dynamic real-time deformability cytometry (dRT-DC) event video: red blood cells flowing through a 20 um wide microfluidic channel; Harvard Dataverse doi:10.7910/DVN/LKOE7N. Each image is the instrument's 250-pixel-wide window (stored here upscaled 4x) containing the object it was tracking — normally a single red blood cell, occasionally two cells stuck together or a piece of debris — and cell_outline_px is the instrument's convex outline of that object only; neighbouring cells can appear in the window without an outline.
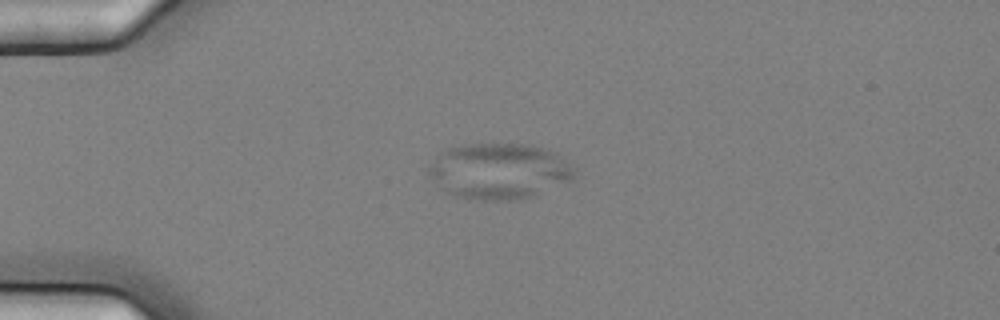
{"species": "common noctule bat (a hibernating species)", "species_latin": "Nyctalus noctula", "temperature_condition": "cold", "stored_images_in_passage": 3, "camera_frame_rate_fps": 3000, "um_per_image_px": 0.085, "animal": {"sex": "female", "body_mass_g": 25.1}, "frame": {"image": 1, "passage_image": 1, "time_ms": 0.0, "image_size_px": [1000, 320], "cell_outline_px": [[576, 176], [568, 180], [528, 196], [512, 200], [468, 200], [456, 196], [448, 192], [428, 172], [428, 168], [436, 156], [440, 152], [448, 148], [464, 144], [528, 144], [544, 148], [556, 152], [576, 168]], "centroid_in_image_um": [42.42, 14.52], "position_along_channel_um": 42.6, "area_um2": 46.82}}
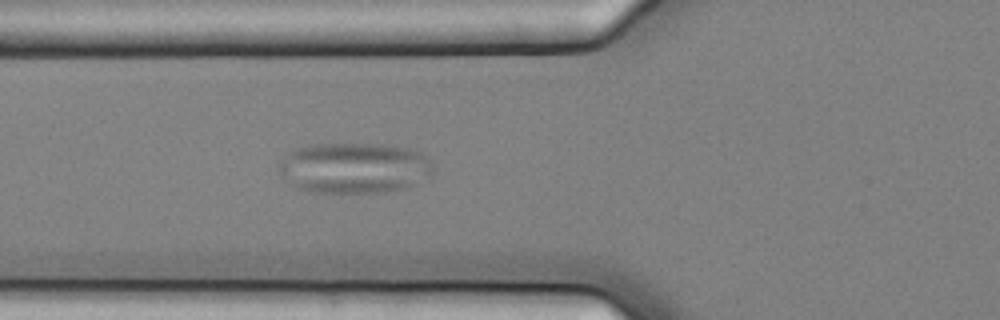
{"frame": {"image": 2, "passage_image": 3, "time_ms": 0.667, "image_size_px": [1000, 320], "cell_outline_px": [[432, 176], [404, 188], [384, 192], [316, 192], [300, 188], [292, 184], [280, 172], [280, 160], [292, 148], [312, 144], [380, 144], [408, 148], [420, 152], [428, 156], [432, 160]], "centroid_in_image_um": [30.14, 14.25], "position_along_channel_um": 95.7, "area_um2": 45.55}}